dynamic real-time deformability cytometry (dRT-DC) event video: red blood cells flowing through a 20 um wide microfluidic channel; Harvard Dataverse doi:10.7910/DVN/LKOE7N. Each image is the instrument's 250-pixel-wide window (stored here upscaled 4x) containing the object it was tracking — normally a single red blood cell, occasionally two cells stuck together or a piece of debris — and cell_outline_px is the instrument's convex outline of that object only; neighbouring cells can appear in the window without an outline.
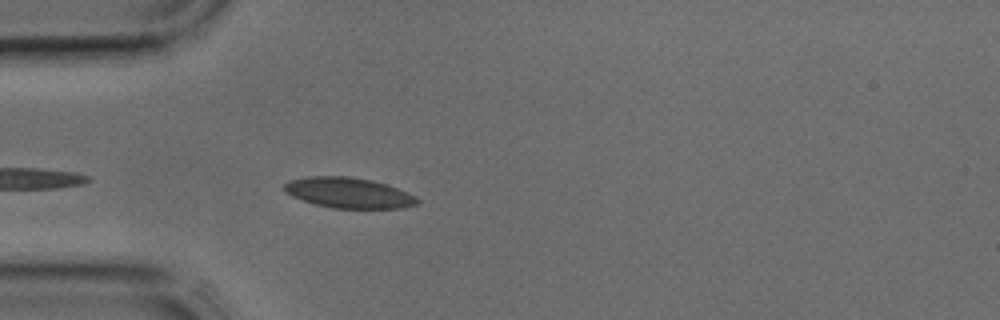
{"species": "common noctule bat (a hibernating species)", "species_latin": "Nyctalus noctula", "temperature_condition": "cold", "stored_images_in_passage": 3, "camera_frame_rate_fps": 3000, "um_per_image_px": 0.085, "animal": {"sex": "male", "body_mass_g": 17.9, "forearm_length_mm": 54.2}, "frame": {"image": 1, "passage_image": 3, "time_ms": 0.667, "image_size_px": [1000, 320], "cell_outline_px": [[420, 200], [416, 204], [404, 208], [332, 208], [316, 204], [292, 196], [284, 192], [284, 184], [288, 180], [308, 176], [348, 176], [372, 180], [388, 184], [408, 192], [416, 196]], "centroid_in_image_um": [29.65, 16.38], "position_along_channel_um": 55.4, "area_um2": 23.76}}